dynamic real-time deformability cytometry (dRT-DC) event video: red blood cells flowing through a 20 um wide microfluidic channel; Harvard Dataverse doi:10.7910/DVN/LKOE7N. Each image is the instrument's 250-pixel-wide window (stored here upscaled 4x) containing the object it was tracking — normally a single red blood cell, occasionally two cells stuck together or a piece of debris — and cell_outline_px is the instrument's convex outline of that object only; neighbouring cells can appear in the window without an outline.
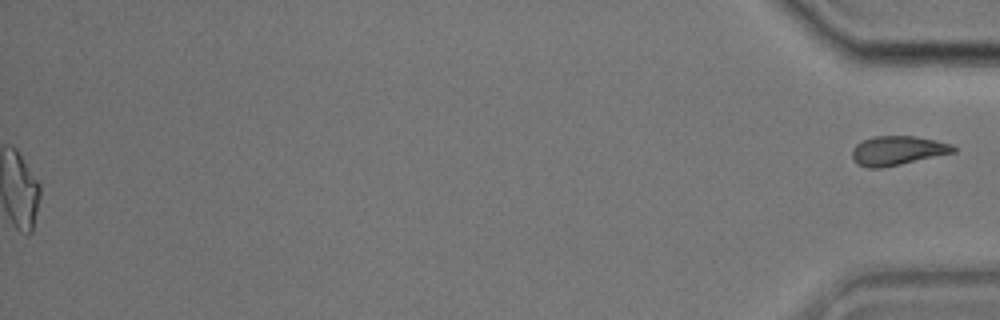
{"species": "common noctule bat (a hibernating species)", "species_latin": "Nyctalus noctula", "temperature_condition": "cold", "stored_images_in_passage": 58, "segment_of_instrument_passage": [2, 2], "camera_frame_rate_fps": 3000, "um_per_image_px": 0.085, "animal": {"sex": "male", "body_mass_g": 17.9}, "frame": {"image": 1, "passage_image": 58, "time_ms": 19.0, "image_size_px": [1000, 320], "cell_outline_px": [[956, 152], [900, 164], [880, 168], [868, 168], [856, 164], [852, 156], [852, 148], [856, 144], [864, 140], [876, 136], [916, 136], [952, 144], [956, 148]], "centroid_in_image_um": [76.28, 12.8], "position_along_channel_um": 358.9, "area_um2": 17.17}}